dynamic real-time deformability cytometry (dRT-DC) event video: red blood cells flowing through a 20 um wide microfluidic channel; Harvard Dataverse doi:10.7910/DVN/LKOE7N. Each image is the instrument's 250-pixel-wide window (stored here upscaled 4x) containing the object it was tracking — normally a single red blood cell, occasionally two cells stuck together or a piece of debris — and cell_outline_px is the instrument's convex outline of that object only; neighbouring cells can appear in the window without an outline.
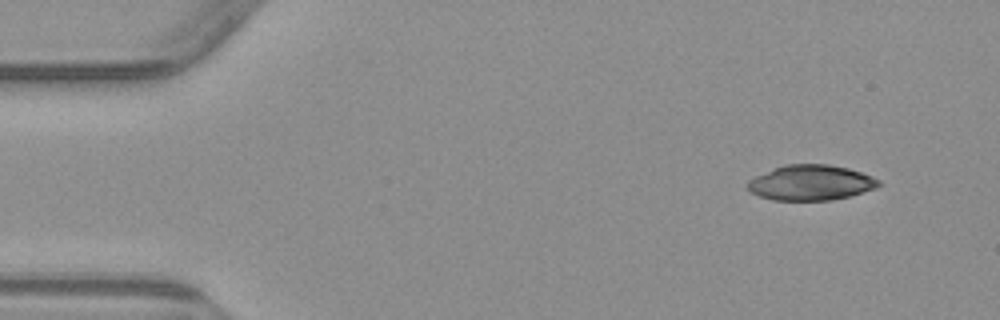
{"species": "common noctule bat (a hibernating species)", "species_latin": "Nyctalus noctula", "temperature_condition": "warm", "stored_images_in_passage": 4, "camera_frame_rate_fps": 3000, "um_per_image_px": 0.085, "animal": {"sex": "male", "body_mass_g": 23.1, "forearm_length_mm": 52.7}, "frame": {"image": 1, "passage_image": 1, "time_ms": 0.0, "image_size_px": [1000, 320], "cell_outline_px": [[880, 184], [876, 188], [848, 196], [832, 200], [772, 200], [760, 196], [752, 192], [748, 188], [748, 180], [756, 176], [784, 164], [828, 164], [848, 168], [872, 176], [880, 180]], "centroid_in_image_um": [68.93, 15.52], "position_along_channel_um": 16.1, "area_um2": 26.76}}